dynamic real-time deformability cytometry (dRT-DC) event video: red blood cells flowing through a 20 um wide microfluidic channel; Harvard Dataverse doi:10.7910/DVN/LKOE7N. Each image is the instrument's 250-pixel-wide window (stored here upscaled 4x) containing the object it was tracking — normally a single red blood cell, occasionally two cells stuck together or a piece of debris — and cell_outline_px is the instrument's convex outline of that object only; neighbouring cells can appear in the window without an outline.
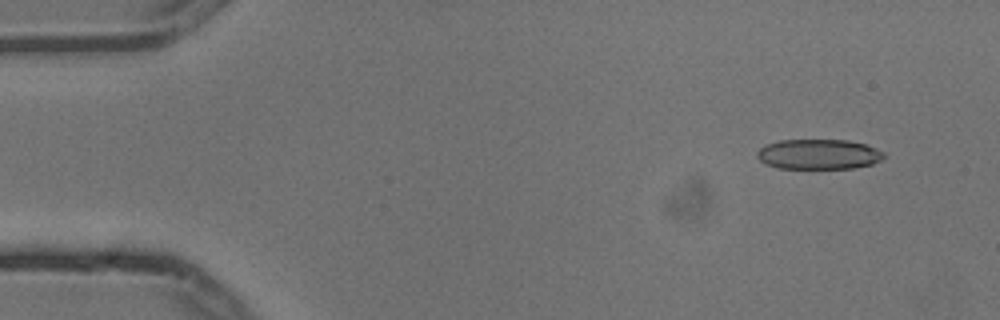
{"species": "common noctule bat (a hibernating species)", "species_latin": "Nyctalus noctula", "temperature_condition": "cold", "stored_images_in_passage": 5, "camera_frame_rate_fps": 3000, "um_per_image_px": 0.085, "animal": {"sex": "male", "body_mass_g": 13.3}, "frame": {"image": 1, "passage_image": 2, "time_ms": 0.333, "image_size_px": [1000, 320], "cell_outline_px": [[884, 156], [880, 160], [872, 164], [856, 168], [780, 168], [764, 164], [756, 156], [756, 152], [764, 144], [780, 140], [848, 140], [864, 144], [876, 148], [884, 152]], "centroid_in_image_um": [69.55, 13.11], "position_along_channel_um": 15.4, "area_um2": 22.31}}
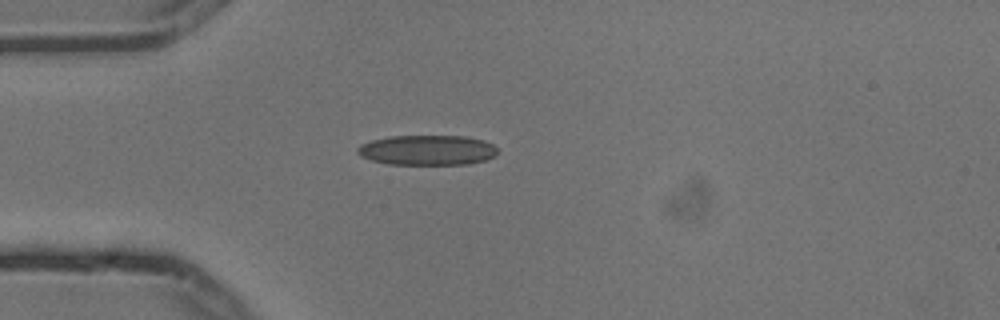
{"frame": {"image": 2, "passage_image": 5, "time_ms": 1.333, "image_size_px": [1000, 320], "cell_outline_px": [[500, 152], [496, 156], [484, 160], [468, 164], [388, 164], [372, 160], [360, 156], [356, 152], [356, 148], [360, 144], [372, 140], [388, 136], [464, 136], [484, 140], [492, 144]], "centroid_in_image_um": [36.32, 12.76], "position_along_channel_um": 48.7, "area_um2": 24.68}}